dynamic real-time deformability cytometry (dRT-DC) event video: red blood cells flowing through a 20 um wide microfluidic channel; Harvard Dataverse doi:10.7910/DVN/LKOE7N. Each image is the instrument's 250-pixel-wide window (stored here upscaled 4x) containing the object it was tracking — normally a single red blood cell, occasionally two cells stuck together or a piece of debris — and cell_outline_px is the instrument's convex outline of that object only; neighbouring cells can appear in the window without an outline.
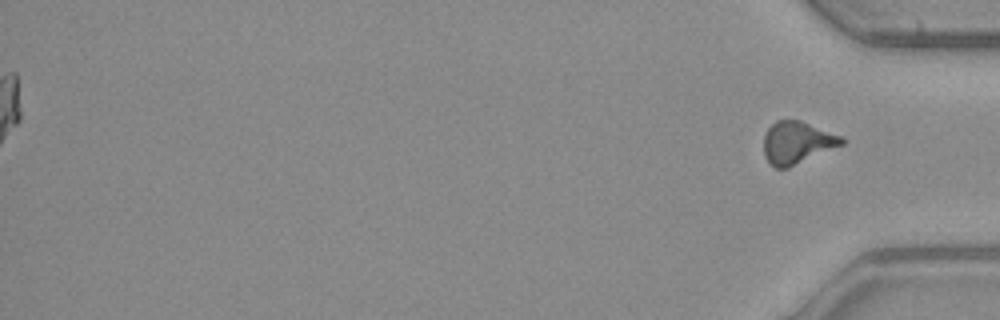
{"species": "common noctule bat (a hibernating species)", "species_latin": "Nyctalus noctula", "temperature_condition": "warm", "stored_images_in_passage": 54, "segment_of_instrument_passage": [2, 2], "camera_frame_rate_fps": 3000, "um_per_image_px": 0.085, "animal": {"sex": "male", "body_mass_g": 23.1, "forearm_length_mm": 52.7}, "frame": {"image": 1, "passage_image": 54, "time_ms": 17.667, "image_size_px": [1000, 320], "cell_outline_px": [[848, 140], [844, 144], [788, 168], [776, 168], [764, 156], [764, 136], [768, 128], [776, 120], [800, 120], [840, 136]], "centroid_in_image_um": [67.75, 12.12], "position_along_channel_um": 367.4, "area_um2": 19.07}}